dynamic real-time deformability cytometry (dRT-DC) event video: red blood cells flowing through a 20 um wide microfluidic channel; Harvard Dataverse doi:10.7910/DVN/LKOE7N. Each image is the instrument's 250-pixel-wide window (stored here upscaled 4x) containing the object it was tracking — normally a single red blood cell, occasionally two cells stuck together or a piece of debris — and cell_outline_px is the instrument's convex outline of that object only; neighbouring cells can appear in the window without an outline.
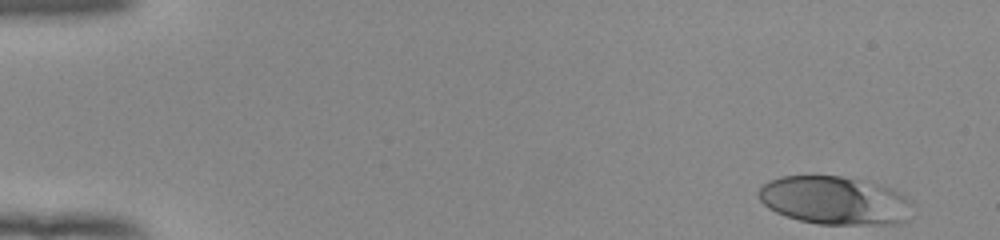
{"species": "human", "species_latin": "Homo sapiens", "temperature_condition": "room temperature", "stored_images_in_passage": 50, "camera_frame_rate_fps": 3000, "um_per_image_px": 0.085, "donor": {"sex": "female"}, "frame": {"image": 1, "passage_image": 1, "time_ms": 0.0, "image_size_px": [1000, 240], "cell_outline_px": [[912, 204], [908, 220], [900, 224], [820, 224], [800, 220], [776, 212], [768, 208], [760, 200], [756, 192], [768, 180], [780, 176], [840, 176], [860, 180], [892, 188], [912, 200]], "centroid_in_image_um": [70.97, 17.04], "position_along_channel_um": 14.0, "area_um2": 43.41}}
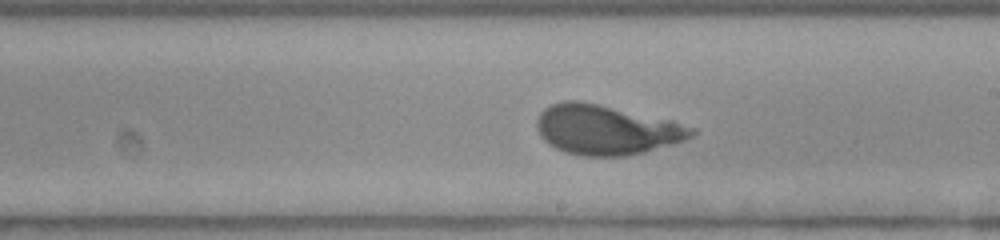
{"frame": {"image": 2, "passage_image": 29, "time_ms": 9.333, "image_size_px": [1000, 240], "cell_outline_px": [[696, 132], [692, 136], [684, 140], [672, 144], [644, 152], [624, 156], [584, 156], [564, 152], [548, 144], [540, 136], [536, 128], [536, 120], [540, 112], [544, 108], [552, 104], [564, 100], [580, 100], [672, 120], [696, 128]], "centroid_in_image_um": [51.51, 11.02], "position_along_channel_um": 237.5, "area_um2": 45.03}}
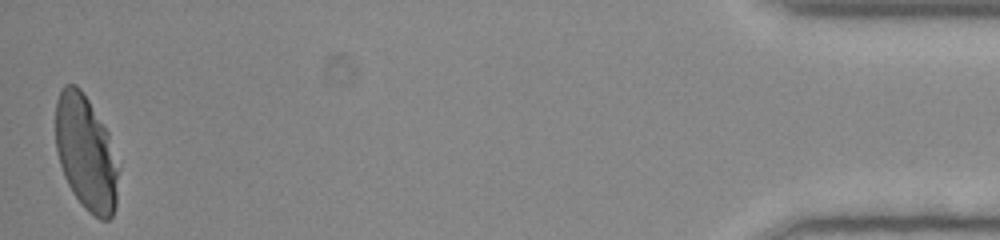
{"frame": {"image": 3, "passage_image": 50, "time_ms": 16.333, "image_size_px": [1000, 240], "cell_outline_px": [[120, 168], [116, 208], [112, 216], [108, 220], [100, 220], [88, 212], [84, 208], [72, 192], [64, 176], [60, 164], [56, 148], [56, 100], [64, 84], [76, 84], [80, 88], [88, 100], [108, 132], [120, 164]], "centroid_in_image_um": [7.35, 13.04], "position_along_channel_um": 427.9, "area_um2": 42.66}, "authors_computed_cell_mechanics": {"area_um2": 43.3789, "velocity_mm_per_s": 3.9074, "shape_relaxation_time_tau1_ms": 3.8904, "shape_relaxation_time_tau2_ms": null, "deformation_change_tau1": 0.1845, "deformation_change_tau2": null}}